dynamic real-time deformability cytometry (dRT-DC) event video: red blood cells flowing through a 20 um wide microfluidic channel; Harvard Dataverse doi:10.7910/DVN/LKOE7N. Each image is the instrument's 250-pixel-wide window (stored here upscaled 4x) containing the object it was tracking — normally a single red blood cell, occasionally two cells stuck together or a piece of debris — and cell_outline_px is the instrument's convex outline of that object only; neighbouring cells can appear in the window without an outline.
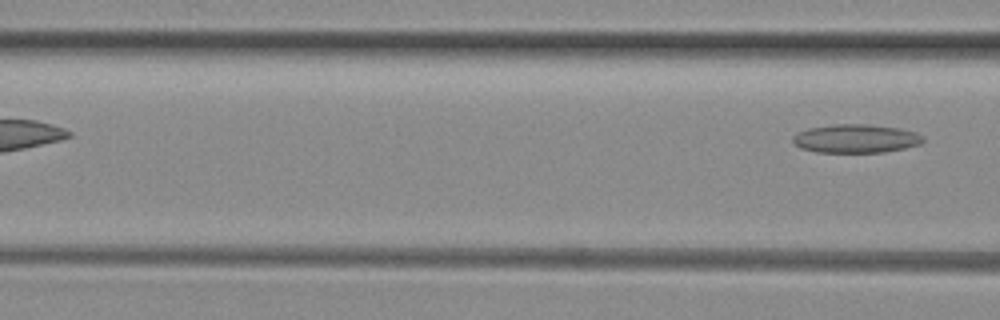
{"species": "common noctule bat (a hibernating species)", "species_latin": "Nyctalus noctula", "temperature_condition": "room temperature", "stored_images_in_passage": 4, "camera_frame_rate_fps": 3000, "um_per_image_px": 0.085, "animal": {"sex": "female", "body_mass_g": 29.2, "forearm_length_mm": 56.3}, "frame": {"image": 1, "passage_image": 4, "time_ms": 1.0, "image_size_px": [1000, 320], "cell_outline_px": [[924, 140], [920, 144], [904, 148], [884, 152], [816, 152], [800, 148], [792, 144], [792, 136], [796, 132], [808, 128], [832, 124], [868, 124], [900, 128], [916, 132], [924, 136]], "centroid_in_image_um": [72.71, 11.77], "position_along_channel_um": 93.9, "area_um2": 21.96}}